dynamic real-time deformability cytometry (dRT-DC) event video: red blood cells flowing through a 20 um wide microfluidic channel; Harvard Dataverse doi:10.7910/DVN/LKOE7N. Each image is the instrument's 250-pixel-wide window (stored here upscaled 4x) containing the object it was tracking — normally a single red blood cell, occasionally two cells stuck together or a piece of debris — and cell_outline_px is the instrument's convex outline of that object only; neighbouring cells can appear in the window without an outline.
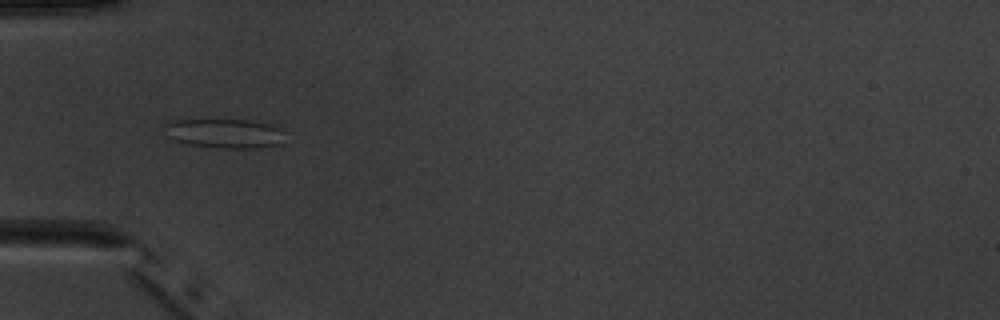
{"species": "common noctule bat (a hibernating species)", "species_latin": "Nyctalus noctula", "temperature_condition": "warm", "stored_images_in_passage": 7, "camera_frame_rate_fps": 3000, "um_per_image_px": 0.085, "animal": {"sex": "male", "body_mass_g": 20.1, "forearm_length_mm": 53.5}, "frame": {"image": 1, "passage_image": 4, "time_ms": 4.333, "image_size_px": [1000, 320], "cell_outline_px": [[284, 144], [260, 148], [216, 148], [188, 144], [176, 140], [168, 136], [164, 124], [176, 120], [248, 120], [280, 124]], "centroid_in_image_um": [19.21, 11.34], "position_along_channel_um": 65.8, "area_um2": 20.87}}
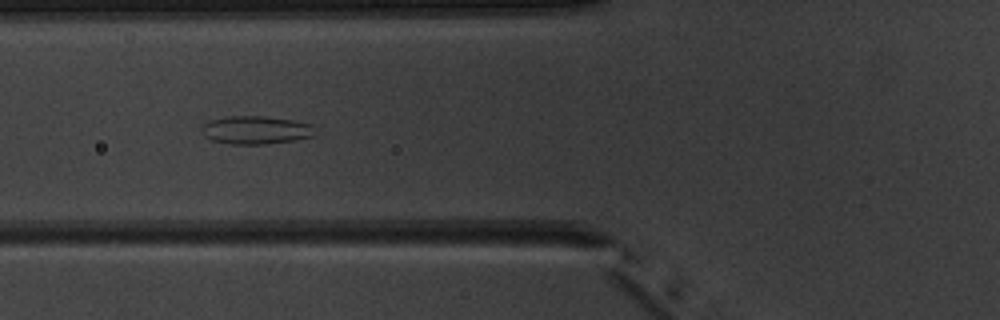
{"frame": {"image": 2, "passage_image": 5, "time_ms": 5.333, "image_size_px": [1000, 320], "cell_outline_px": [[312, 136], [292, 140], [264, 144], [232, 144], [212, 140], [204, 136], [200, 128], [208, 120], [228, 116], [264, 116], [292, 120], [312, 124]], "centroid_in_image_um": [21.66, 11.04], "position_along_channel_um": 104.1, "area_um2": 18.38}}
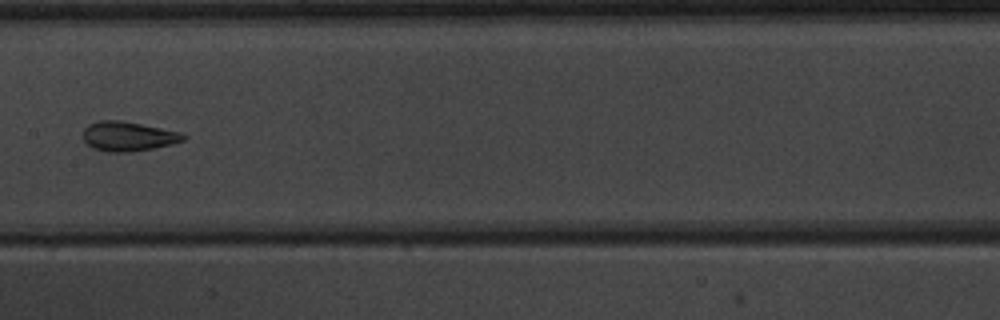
{"frame": {"image": 3, "passage_image": 7, "time_ms": 7.667, "image_size_px": [1000, 320], "cell_outline_px": [[188, 136], [184, 140], [172, 144], [152, 148], [128, 152], [108, 152], [92, 148], [80, 136], [84, 128], [88, 124], [100, 120], [120, 120], [180, 132]], "centroid_in_image_um": [10.84, 11.58], "position_along_channel_um": 196.6, "area_um2": 17.28}}